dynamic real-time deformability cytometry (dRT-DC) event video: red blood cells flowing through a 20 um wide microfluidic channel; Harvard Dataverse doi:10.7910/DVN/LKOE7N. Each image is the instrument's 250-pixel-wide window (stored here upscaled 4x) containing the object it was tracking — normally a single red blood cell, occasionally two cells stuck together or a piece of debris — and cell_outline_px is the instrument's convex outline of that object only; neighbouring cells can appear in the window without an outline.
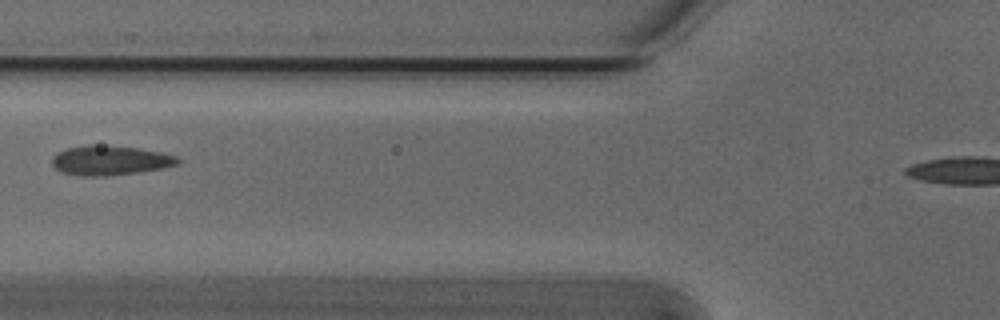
{"species": "Egyptian fruit bat (a non-hibernating species)", "species_latin": "Rousettus aegyptiacus", "temperature_condition": "cold", "stored_images_in_passage": 3, "camera_frame_rate_fps": 3000, "um_per_image_px": 0.085, "animal": {"sex": "male"}, "frame": {"image": 1, "passage_image": 3, "time_ms": 0.667, "image_size_px": [1000, 320], "cell_outline_px": [[180, 164], [160, 168], [136, 172], [108, 176], [84, 176], [60, 172], [52, 164], [52, 156], [56, 152], [68, 148], [88, 144], [92, 144], [140, 148], [160, 152], [176, 156], [180, 160]], "centroid_in_image_um": [9.32, 13.62], "position_along_channel_um": 116.5, "area_um2": 21.68}}